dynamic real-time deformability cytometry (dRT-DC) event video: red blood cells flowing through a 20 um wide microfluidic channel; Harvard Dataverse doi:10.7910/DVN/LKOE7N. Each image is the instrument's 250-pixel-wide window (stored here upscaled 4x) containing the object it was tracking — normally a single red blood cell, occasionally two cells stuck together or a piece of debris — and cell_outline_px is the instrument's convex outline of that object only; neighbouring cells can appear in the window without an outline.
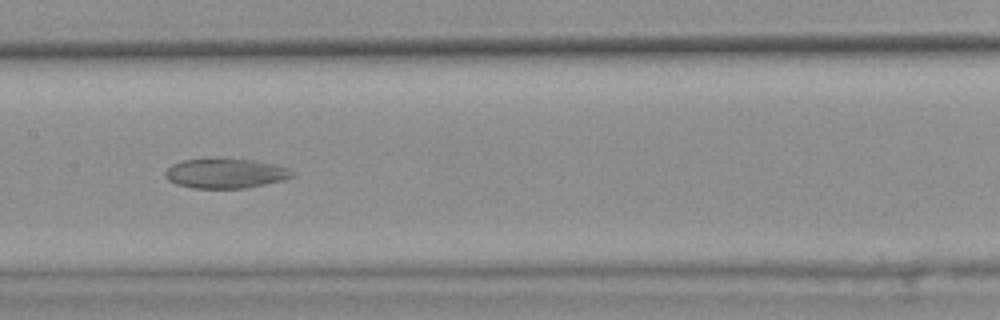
{"species": "common noctule bat (a hibernating species)", "species_latin": "Nyctalus noctula", "temperature_condition": "warm", "stored_images_in_passage": 47, "camera_frame_rate_fps": 3000, "um_per_image_px": 0.085, "animal": {"sex": "female", "body_mass_g": 25.1}, "frame": {"image": 1, "passage_image": 27, "time_ms": 8.667, "image_size_px": [1000, 320], "cell_outline_px": [[296, 176], [284, 180], [244, 188], [192, 188], [176, 184], [168, 180], [164, 176], [164, 172], [172, 164], [180, 160], [256, 160], [288, 168]], "centroid_in_image_um": [19.15, 14.76], "position_along_channel_um": 188.2, "area_um2": 21.62}, "authors_computed_cell_mechanics": {"area_um2": 25.5476, "velocity_mm_per_s": 3.7457, "shape_relaxation_time_tau1_ms": null, "shape_relaxation_time_tau2_ms": 3.2349, "deformation_change_tau1": null, "deformation_change_tau2": 0.0434}}